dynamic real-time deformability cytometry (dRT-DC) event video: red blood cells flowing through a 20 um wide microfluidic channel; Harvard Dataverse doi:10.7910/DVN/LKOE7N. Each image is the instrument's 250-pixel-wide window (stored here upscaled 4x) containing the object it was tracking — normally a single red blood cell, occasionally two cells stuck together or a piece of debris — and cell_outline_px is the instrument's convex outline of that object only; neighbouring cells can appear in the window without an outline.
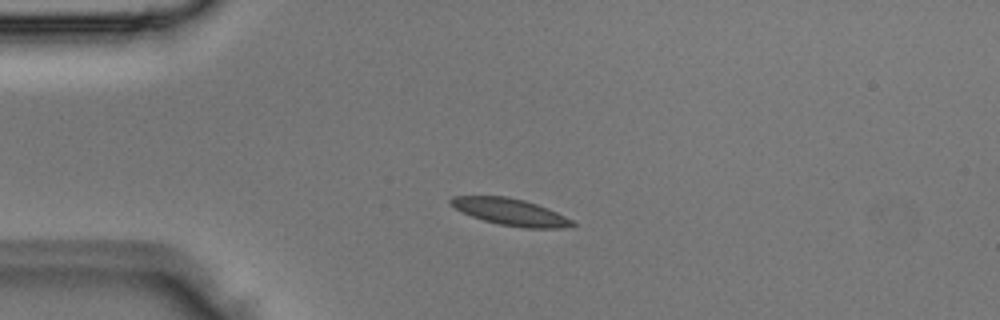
{"species": "Egyptian fruit bat (a non-hibernating species)", "species_latin": "Rousettus aegyptiacus", "temperature_condition": "room temperature", "stored_images_in_passage": 2, "camera_frame_rate_fps": 3000, "um_per_image_px": 0.085, "animal": {"sex": "male"}, "frame": {"image": 1, "passage_image": 2, "time_ms": 0.333, "image_size_px": [1000, 320], "cell_outline_px": [[576, 224], [560, 228], [524, 228], [500, 224], [484, 220], [472, 216], [448, 204], [448, 200], [452, 196], [508, 196], [524, 200], [548, 208], [572, 220]], "centroid_in_image_um": [43.36, 18.0], "position_along_channel_um": 41.6, "area_um2": 18.79}}